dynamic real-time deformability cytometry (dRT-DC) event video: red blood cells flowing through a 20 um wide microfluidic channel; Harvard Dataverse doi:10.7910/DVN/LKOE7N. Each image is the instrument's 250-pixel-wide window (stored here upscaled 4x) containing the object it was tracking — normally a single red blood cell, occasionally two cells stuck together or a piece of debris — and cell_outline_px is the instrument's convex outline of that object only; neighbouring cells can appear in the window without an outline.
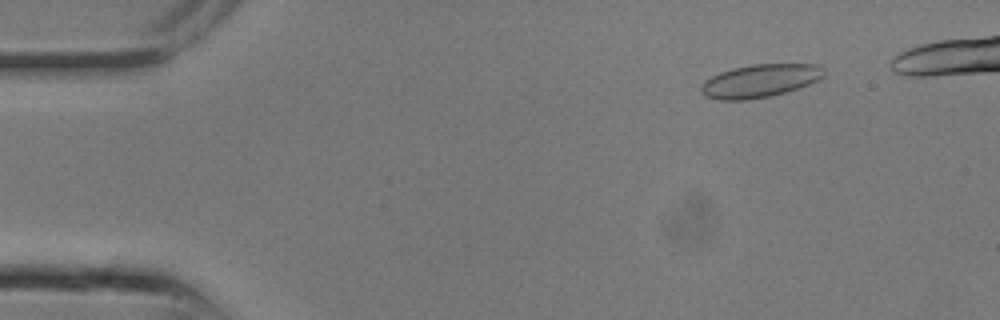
{"species": "common noctule bat (a hibernating species)", "species_latin": "Nyctalus noctula", "temperature_condition": "room temperature", "stored_images_in_passage": 9, "camera_frame_rate_fps": 3000, "um_per_image_px": 0.085, "animal": {"sex": "male", "body_mass_g": 13.3}, "frame": {"image": 1, "passage_image": 2, "time_ms": 0.333, "image_size_px": [1000, 320], "cell_outline_px": [[824, 76], [820, 80], [800, 88], [768, 96], [748, 100], [720, 100], [704, 96], [700, 92], [700, 84], [704, 80], [720, 72], [732, 68], [752, 64], [816, 64], [824, 68]], "centroid_in_image_um": [64.58, 6.87], "position_along_channel_um": 20.4, "area_um2": 23.93}}
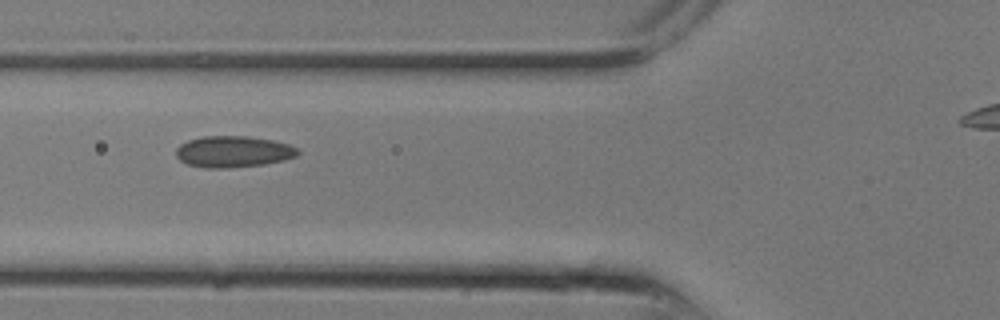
{"frame": {"image": 2, "passage_image": 8, "time_ms": 2.333, "image_size_px": [1000, 320], "cell_outline_px": [[300, 152], [296, 156], [284, 160], [264, 164], [228, 168], [204, 168], [188, 164], [180, 160], [176, 156], [176, 148], [180, 144], [188, 140], [204, 136], [248, 136], [272, 140], [288, 144], [296, 148]], "centroid_in_image_um": [19.81, 12.89], "position_along_channel_um": 106.0, "area_um2": 22.25}}